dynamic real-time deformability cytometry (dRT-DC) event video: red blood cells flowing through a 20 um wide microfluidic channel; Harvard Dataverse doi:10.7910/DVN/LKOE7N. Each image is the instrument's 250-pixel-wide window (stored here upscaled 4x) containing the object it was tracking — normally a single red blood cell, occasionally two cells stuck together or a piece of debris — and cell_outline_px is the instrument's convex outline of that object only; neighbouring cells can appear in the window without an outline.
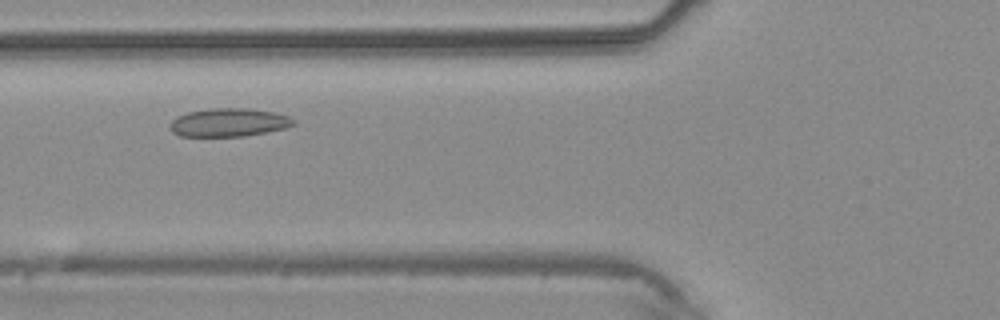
{"species": "common noctule bat (a hibernating species)", "species_latin": "Nyctalus noctula", "temperature_condition": "warm", "stored_images_in_passage": 2, "camera_frame_rate_fps": 3000, "um_per_image_px": 0.085, "animal": {"sex": "male", "body_mass_g": 20.4}, "frame": {"image": 1, "passage_image": 2, "time_ms": 1.0, "image_size_px": [1000, 320], "cell_outline_px": [[296, 124], [288, 128], [268, 132], [244, 136], [180, 136], [172, 132], [168, 124], [176, 116], [188, 112], [212, 108], [244, 108], [272, 112], [288, 116], [296, 120]], "centroid_in_image_um": [19.45, 10.41], "position_along_channel_um": 106.3, "area_um2": 20.52}}